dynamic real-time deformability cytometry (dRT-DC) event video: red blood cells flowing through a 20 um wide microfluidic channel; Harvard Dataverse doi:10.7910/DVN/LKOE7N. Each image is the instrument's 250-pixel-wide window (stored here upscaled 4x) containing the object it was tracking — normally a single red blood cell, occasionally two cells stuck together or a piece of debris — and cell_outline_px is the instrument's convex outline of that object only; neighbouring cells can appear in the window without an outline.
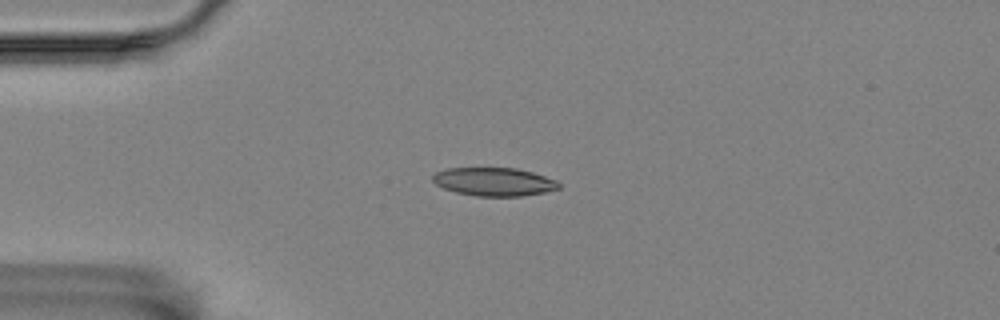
{"species": "Egyptian fruit bat (a non-hibernating species)", "species_latin": "Rousettus aegyptiacus", "temperature_condition": "room temperature", "stored_images_in_passage": 4, "camera_frame_rate_fps": 3000, "um_per_image_px": 0.085, "animal": {"sex": "female"}, "frame": {"image": 1, "passage_image": 3, "time_ms": 2.333, "image_size_px": [1000, 320], "cell_outline_px": [[560, 188], [544, 192], [520, 196], [476, 196], [456, 192], [444, 188], [436, 184], [432, 180], [432, 176], [436, 172], [444, 168], [516, 168], [532, 172], [556, 180], [560, 184]], "centroid_in_image_um": [41.97, 15.44], "position_along_channel_um": 43.0, "area_um2": 20.75}}